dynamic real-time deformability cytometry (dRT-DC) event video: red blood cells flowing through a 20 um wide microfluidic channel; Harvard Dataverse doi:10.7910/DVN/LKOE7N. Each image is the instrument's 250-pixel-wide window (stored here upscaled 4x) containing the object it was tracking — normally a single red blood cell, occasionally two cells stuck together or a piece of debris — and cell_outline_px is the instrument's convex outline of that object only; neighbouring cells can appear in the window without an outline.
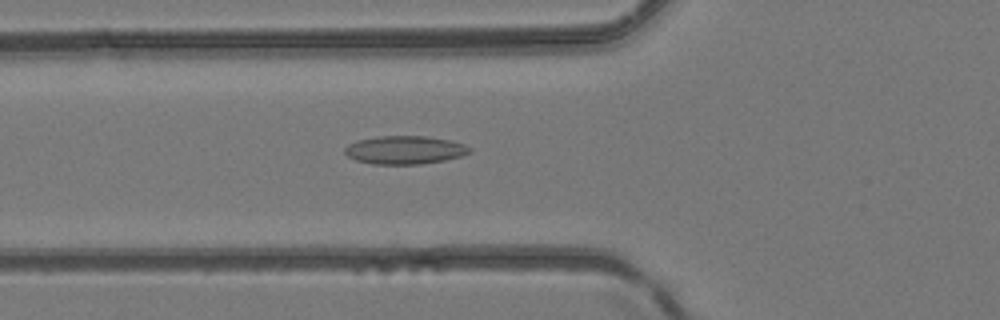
{"species": "common noctule bat (a hibernating species)", "species_latin": "Nyctalus noctula", "temperature_condition": "room temperature", "stored_images_in_passage": 41, "camera_frame_rate_fps": 3000, "um_per_image_px": 0.085, "animal": {"sex": "female", "body_mass_g": 24.6, "forearm_length_mm": 56.2}, "frame": {"image": 1, "passage_image": 11, "time_ms": 3.333, "image_size_px": [1000, 320], "cell_outline_px": [[472, 152], [460, 156], [444, 160], [420, 164], [372, 164], [356, 160], [348, 156], [344, 152], [344, 148], [348, 144], [356, 140], [380, 136], [428, 136], [448, 140], [464, 144], [472, 148]], "centroid_in_image_um": [34.4, 12.74], "position_along_channel_um": 91.4, "area_um2": 20.58}}
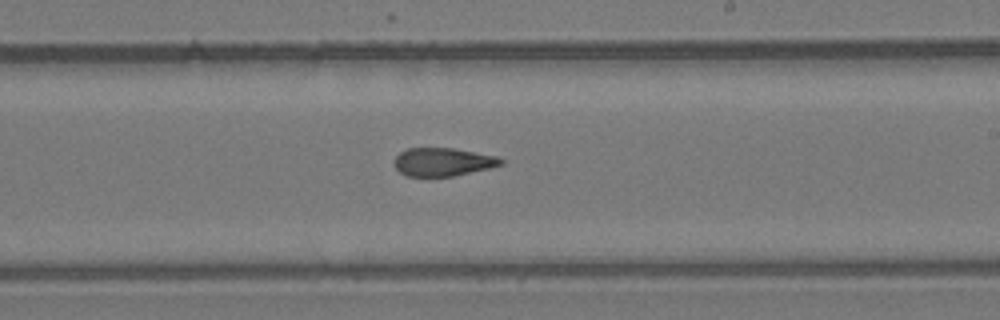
{"frame": {"image": 2, "passage_image": 22, "time_ms": 7.0, "image_size_px": [1000, 320], "cell_outline_px": [[504, 164], [492, 168], [452, 176], [404, 176], [396, 168], [396, 156], [400, 152], [408, 148], [452, 148], [496, 156], [504, 160]], "centroid_in_image_um": [37.68, 13.77], "position_along_channel_um": 251.3, "area_um2": 17.46}}
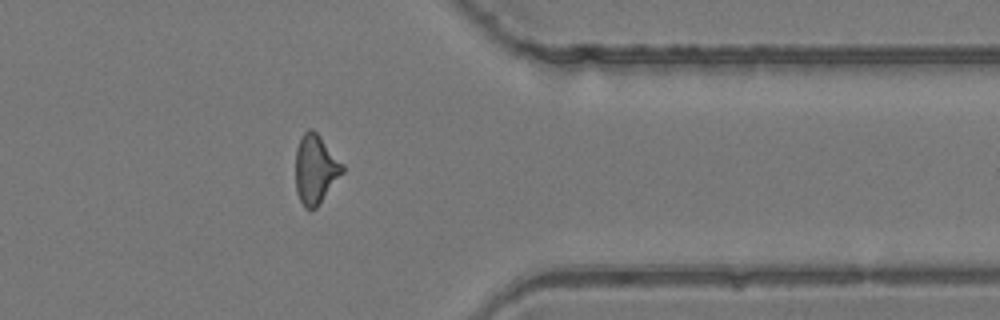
{"frame": {"image": 3, "passage_image": 32, "time_ms": 10.333, "image_size_px": [1000, 320], "cell_outline_px": [[344, 172], [316, 208], [304, 208], [296, 192], [296, 148], [300, 136], [308, 128], [312, 128], [320, 136], [344, 164]], "centroid_in_image_um": [26.82, 14.36], "position_along_channel_um": 384.6, "area_um2": 18.96}}